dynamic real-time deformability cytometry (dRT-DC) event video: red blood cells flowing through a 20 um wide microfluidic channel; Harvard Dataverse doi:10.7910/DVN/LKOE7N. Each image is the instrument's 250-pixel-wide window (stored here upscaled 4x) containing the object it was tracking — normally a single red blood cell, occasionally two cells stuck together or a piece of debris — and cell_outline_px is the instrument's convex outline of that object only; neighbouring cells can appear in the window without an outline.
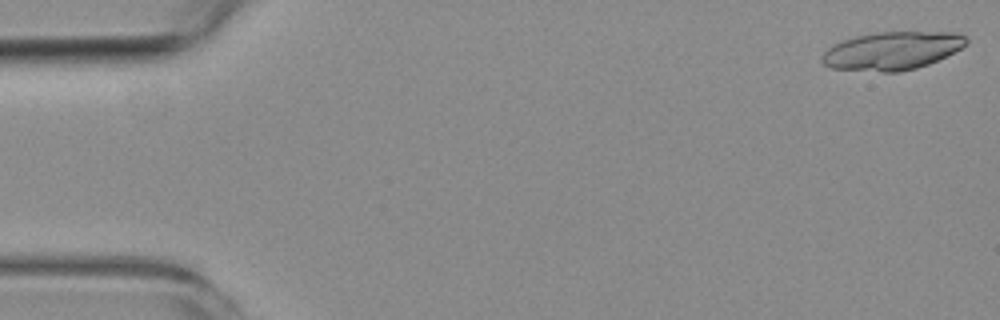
{"species": "common noctule bat (a hibernating species)", "species_latin": "Nyctalus noctula", "temperature_condition": "room temperature", "stored_images_in_passage": 6, "camera_frame_rate_fps": 3000, "um_per_image_px": 0.085, "animal": {"sex": "female", "body_mass_g": 19.3, "forearm_length_mm": 54.1}, "frame": {"image": 1, "passage_image": 1, "time_ms": 0.0, "image_size_px": [1000, 320], "cell_outline_px": [[968, 40], [960, 48], [928, 64], [916, 68], [900, 72], [884, 72], [832, 68], [824, 64], [820, 60], [824, 52], [828, 48], [844, 40], [856, 36], [876, 32], [956, 32], [964, 36]], "centroid_in_image_um": [75.8, 4.31], "position_along_channel_um": 9.2, "area_um2": 31.62}}